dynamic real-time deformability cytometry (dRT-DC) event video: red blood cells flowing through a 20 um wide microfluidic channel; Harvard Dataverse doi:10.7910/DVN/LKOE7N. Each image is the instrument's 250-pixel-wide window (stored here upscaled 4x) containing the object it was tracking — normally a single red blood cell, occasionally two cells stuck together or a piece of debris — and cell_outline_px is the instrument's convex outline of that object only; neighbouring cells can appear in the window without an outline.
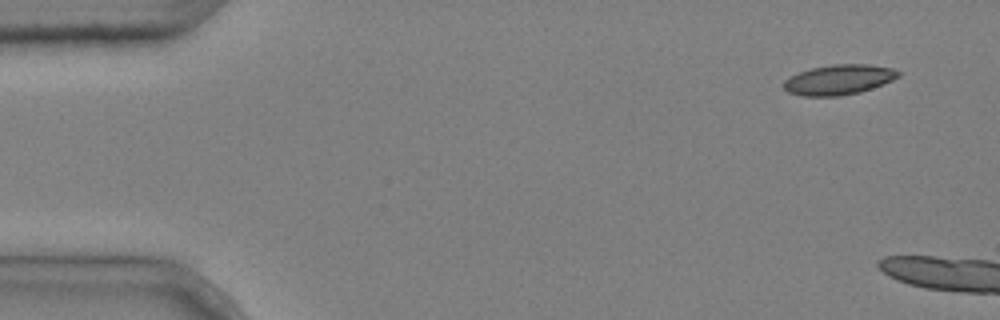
{"species": "common noctule bat (a hibernating species)", "species_latin": "Nyctalus noctula", "temperature_condition": "cold", "stored_images_in_passage": 3, "camera_frame_rate_fps": 3000, "um_per_image_px": 0.085, "animal": {"sex": "male", "body_mass_g": 20.4}, "frame": {"image": 1, "passage_image": 1, "time_ms": 0.0, "image_size_px": [1000, 320], "cell_outline_px": [[900, 76], [892, 80], [872, 88], [860, 92], [840, 96], [804, 96], [788, 92], [784, 88], [784, 80], [788, 76], [812, 68], [832, 64], [868, 64], [892, 68], [900, 72]], "centroid_in_image_um": [71.29, 6.77], "position_along_channel_um": 13.7, "area_um2": 20.06}}